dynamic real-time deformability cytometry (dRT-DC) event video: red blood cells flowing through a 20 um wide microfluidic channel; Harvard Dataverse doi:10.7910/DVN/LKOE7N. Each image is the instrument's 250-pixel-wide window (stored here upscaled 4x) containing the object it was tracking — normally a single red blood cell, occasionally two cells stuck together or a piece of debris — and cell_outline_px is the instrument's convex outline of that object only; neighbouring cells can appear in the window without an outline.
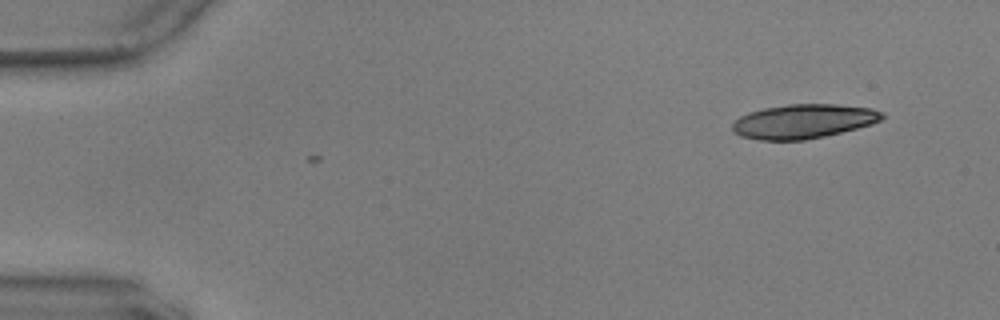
{"species": "common noctule bat (a hibernating species)", "species_latin": "Nyctalus noctula", "temperature_condition": "warm", "stored_images_in_passage": 2, "camera_frame_rate_fps": 3000, "um_per_image_px": 0.085, "animal": {"sex": "male", "body_mass_g": 17.9, "forearm_length_mm": 54.2}, "frame": {"image": 1, "passage_image": 1, "time_ms": 0.0, "image_size_px": [1000, 320], "cell_outline_px": [[884, 116], [880, 120], [872, 124], [824, 136], [804, 140], [760, 140], [740, 136], [732, 132], [732, 124], [740, 116], [748, 112], [764, 108], [788, 104], [836, 104], [872, 108], [884, 112]], "centroid_in_image_um": [68.27, 10.31], "position_along_channel_um": 16.7, "area_um2": 29.88}}